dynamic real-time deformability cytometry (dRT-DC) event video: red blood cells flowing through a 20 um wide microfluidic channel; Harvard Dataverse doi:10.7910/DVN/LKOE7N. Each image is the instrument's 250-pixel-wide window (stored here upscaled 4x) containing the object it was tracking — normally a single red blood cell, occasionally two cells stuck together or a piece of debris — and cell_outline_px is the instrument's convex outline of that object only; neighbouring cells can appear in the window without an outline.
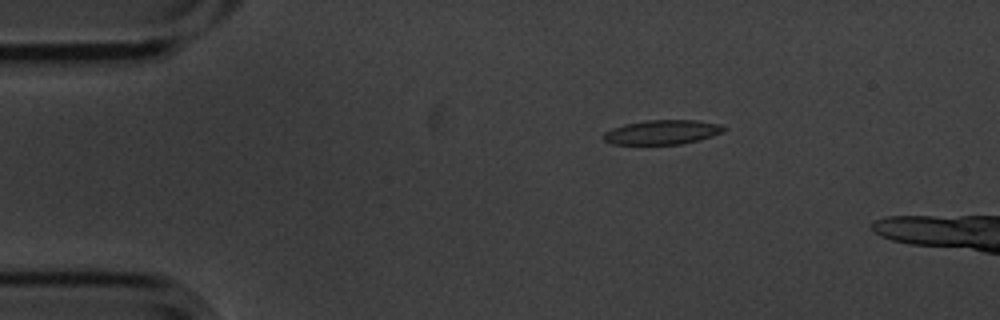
{"species": "common noctule bat (a hibernating species)", "species_latin": "Nyctalus noctula", "temperature_condition": "cold", "stored_images_in_passage": 6, "camera_frame_rate_fps": 3000, "um_per_image_px": 0.085, "animal": {"sex": "male", "body_mass_g": 20.1, "forearm_length_mm": 53.5}, "frame": {"image": 1, "passage_image": 3, "time_ms": 0.667, "image_size_px": [1000, 320], "cell_outline_px": [[728, 128], [724, 132], [712, 136], [680, 144], [612, 144], [604, 140], [604, 132], [612, 128], [624, 124], [648, 120], [700, 120], [720, 124]], "centroid_in_image_um": [56.32, 11.22], "position_along_channel_um": 28.7, "area_um2": 17.11}}
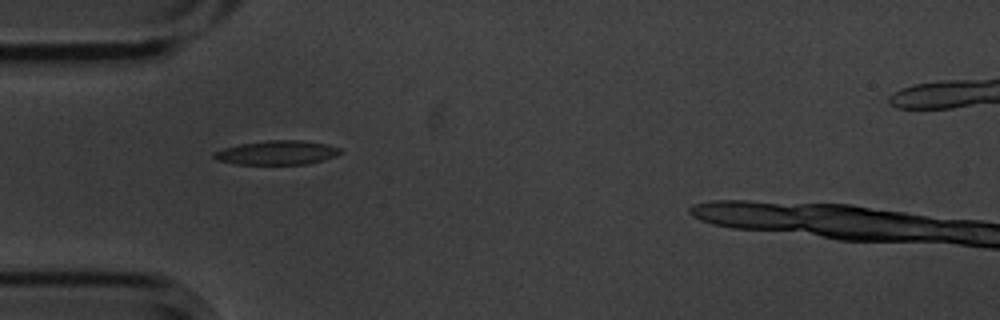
{"frame": {"image": 2, "passage_image": 5, "time_ms": 1.333, "image_size_px": [1000, 320], "cell_outline_px": [[344, 152], [336, 156], [324, 160], [308, 164], [236, 164], [216, 160], [212, 156], [212, 152], [224, 148], [240, 144], [268, 140], [300, 140], [324, 144], [340, 148]], "centroid_in_image_um": [23.54, 12.98], "position_along_channel_um": 61.5, "area_um2": 17.8}}
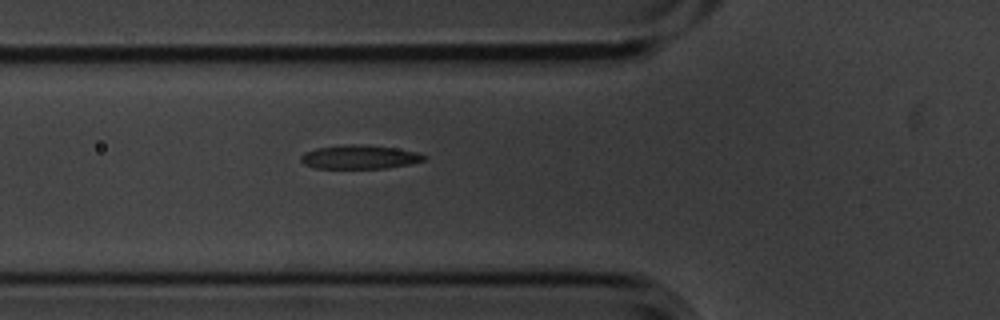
{"frame": {"image": 3, "passage_image": 6, "time_ms": 1.667, "image_size_px": [1000, 320], "cell_outline_px": [[428, 156], [424, 160], [408, 164], [388, 168], [316, 168], [304, 164], [300, 160], [300, 156], [304, 152], [316, 148], [344, 144], [360, 144], [396, 148], [416, 152]], "centroid_in_image_um": [30.54, 13.34], "position_along_channel_um": 95.3, "area_um2": 17.11}}